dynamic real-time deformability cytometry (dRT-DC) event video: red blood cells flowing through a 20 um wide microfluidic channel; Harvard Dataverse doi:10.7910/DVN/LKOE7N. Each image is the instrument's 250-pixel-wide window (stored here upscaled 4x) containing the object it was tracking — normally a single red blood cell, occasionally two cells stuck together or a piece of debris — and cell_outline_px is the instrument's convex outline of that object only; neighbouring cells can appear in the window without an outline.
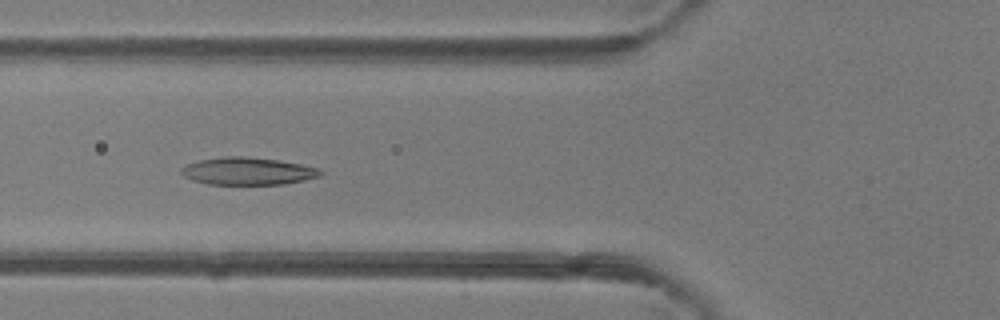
{"species": "common noctule bat (a hibernating species)", "species_latin": "Nyctalus noctula", "temperature_condition": "room temperature", "stored_images_in_passage": 4, "camera_frame_rate_fps": 3000, "um_per_image_px": 0.085, "animal": {"sex": "female"}, "frame": {"image": 1, "passage_image": 4, "time_ms": 1.0, "image_size_px": [1000, 320], "cell_outline_px": [[324, 172], [320, 176], [304, 180], [284, 184], [208, 184], [192, 180], [184, 176], [180, 172], [180, 168], [184, 164], [200, 160], [224, 156], [244, 156], [276, 160], [300, 164], [320, 168]], "centroid_in_image_um": [21.04, 14.54], "position_along_channel_um": 104.8, "area_um2": 22.31}}